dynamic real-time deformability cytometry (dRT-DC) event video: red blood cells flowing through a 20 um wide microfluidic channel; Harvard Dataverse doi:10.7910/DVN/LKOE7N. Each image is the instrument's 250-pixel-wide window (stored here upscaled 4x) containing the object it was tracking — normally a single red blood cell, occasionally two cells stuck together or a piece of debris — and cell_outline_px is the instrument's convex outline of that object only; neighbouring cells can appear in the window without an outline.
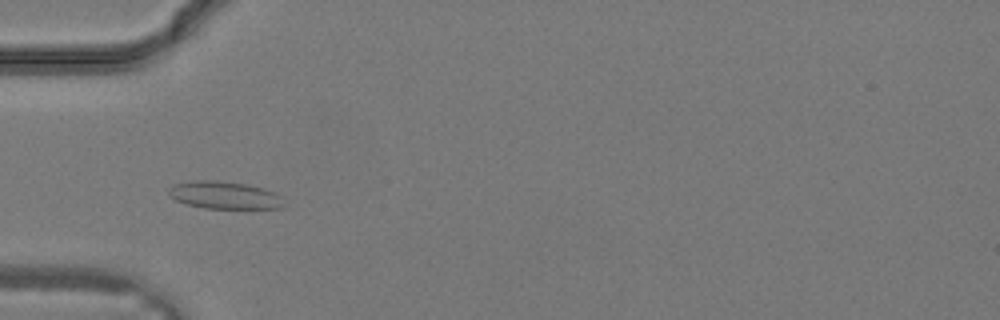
{"species": "common noctule bat (a hibernating species)", "species_latin": "Nyctalus noctula", "temperature_condition": "warm", "stored_images_in_passage": 13, "camera_frame_rate_fps": 3000, "um_per_image_px": 0.085, "animal": {"sex": "male", "body_mass_g": 19.2, "forearm_length_mm": 51.8}, "frame": {"image": 1, "passage_image": 2, "time_ms": 0.333, "image_size_px": [1000, 320], "cell_outline_px": [[284, 208], [204, 208], [188, 204], [176, 200], [168, 192], [168, 188], [172, 184], [196, 180], [216, 180], [248, 184], [264, 188], [276, 192], [280, 196]], "centroid_in_image_um": [19.08, 16.57], "position_along_channel_um": 65.9, "area_um2": 18.44}}
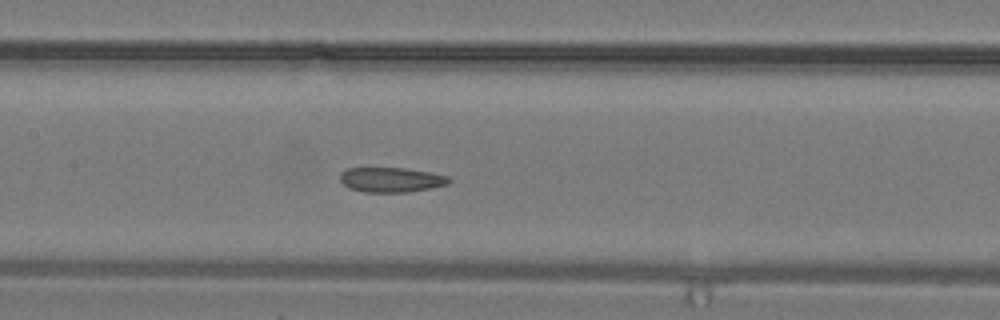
{"frame": {"image": 2, "passage_image": 7, "time_ms": 2.0, "image_size_px": [1000, 320], "cell_outline_px": [[452, 180], [448, 184], [408, 192], [364, 192], [348, 188], [340, 180], [340, 172], [348, 168], [404, 168], [428, 172], [448, 176]], "centroid_in_image_um": [33.22, 15.28], "position_along_channel_um": 174.2, "area_um2": 15.66}}
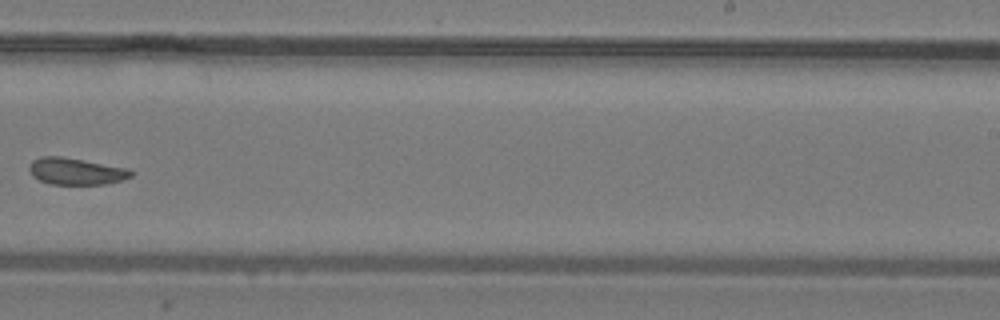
{"frame": {"image": 3, "passage_image": 12, "time_ms": 3.667, "image_size_px": [1000, 320], "cell_outline_px": [[136, 172], [132, 176], [120, 180], [104, 184], [52, 184], [40, 180], [32, 176], [28, 168], [32, 160], [40, 156], [60, 156], [84, 160], [128, 168]], "centroid_in_image_um": [6.45, 14.55], "position_along_channel_um": 282.5, "area_um2": 15.9}}